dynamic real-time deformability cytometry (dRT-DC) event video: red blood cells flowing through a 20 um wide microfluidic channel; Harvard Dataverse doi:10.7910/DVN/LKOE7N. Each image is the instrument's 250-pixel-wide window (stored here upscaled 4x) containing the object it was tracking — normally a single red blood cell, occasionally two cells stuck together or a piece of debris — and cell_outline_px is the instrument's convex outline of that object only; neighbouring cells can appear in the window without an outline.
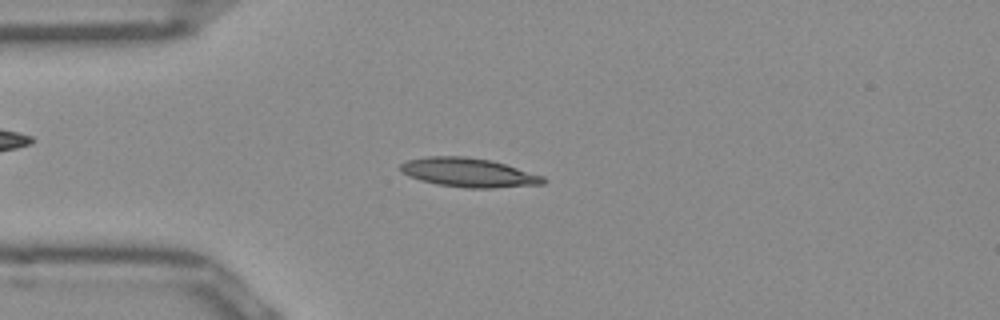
{"species": "Egyptian fruit bat (a non-hibernating species)", "species_latin": "Rousettus aegyptiacus", "temperature_condition": "room temperature", "stored_images_in_passage": 50, "camera_frame_rate_fps": 3000, "um_per_image_px": 0.085, "frame": {"image": 1, "passage_image": 12, "time_ms": 3.667, "image_size_px": [1000, 320], "cell_outline_px": [[548, 180], [544, 184], [492, 188], [468, 188], [436, 184], [420, 180], [408, 176], [400, 172], [400, 164], [408, 160], [428, 156], [464, 156], [492, 160], [544, 176]], "centroid_in_image_um": [39.84, 14.67], "position_along_channel_um": 45.2, "area_um2": 24.28}}
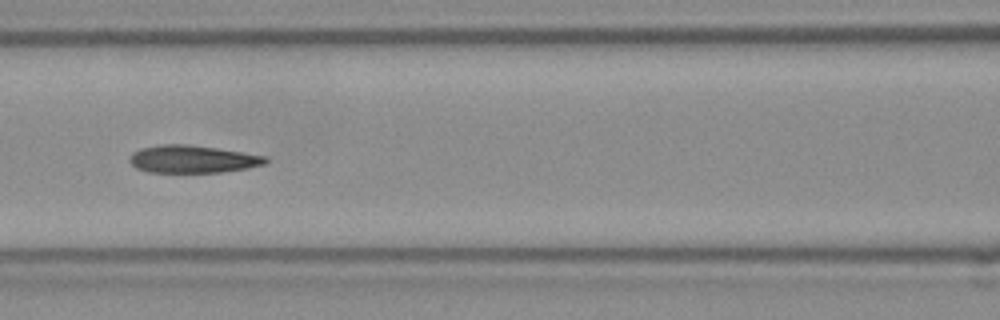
{"frame": {"image": 2, "passage_image": 21, "time_ms": 6.667, "image_size_px": [1000, 320], "cell_outline_px": [[268, 160], [264, 164], [248, 168], [224, 172], [148, 172], [136, 168], [128, 160], [128, 156], [132, 152], [140, 148], [160, 144], [188, 144], [244, 152], [268, 156]], "centroid_in_image_um": [16.35, 13.52], "position_along_channel_um": 150.2, "area_um2": 22.08}}
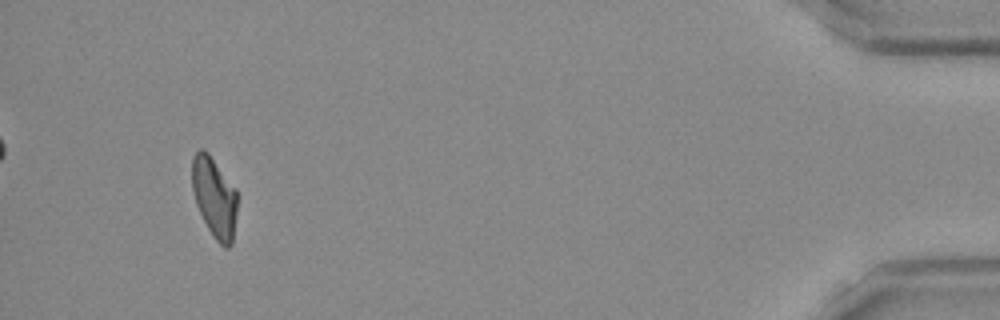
{"frame": {"image": 3, "passage_image": 47, "time_ms": 15.333, "image_size_px": [1000, 320], "cell_outline_px": [[236, 212], [232, 244], [228, 248], [224, 248], [212, 236], [196, 204], [192, 188], [192, 156], [200, 148], [204, 148], [208, 152], [236, 188]], "centroid_in_image_um": [18.21, 16.75], "position_along_channel_um": 417.0, "area_um2": 21.15}, "authors_computed_cell_mechanics": {"area_um2": 21.9351, "velocity_mm_per_s": 3.9592, "shape_relaxation_time_tau1_ms": null, "shape_relaxation_time_tau2_ms": 5.642, "deformation_change_tau1": null, "deformation_change_tau2": 0.1464}}